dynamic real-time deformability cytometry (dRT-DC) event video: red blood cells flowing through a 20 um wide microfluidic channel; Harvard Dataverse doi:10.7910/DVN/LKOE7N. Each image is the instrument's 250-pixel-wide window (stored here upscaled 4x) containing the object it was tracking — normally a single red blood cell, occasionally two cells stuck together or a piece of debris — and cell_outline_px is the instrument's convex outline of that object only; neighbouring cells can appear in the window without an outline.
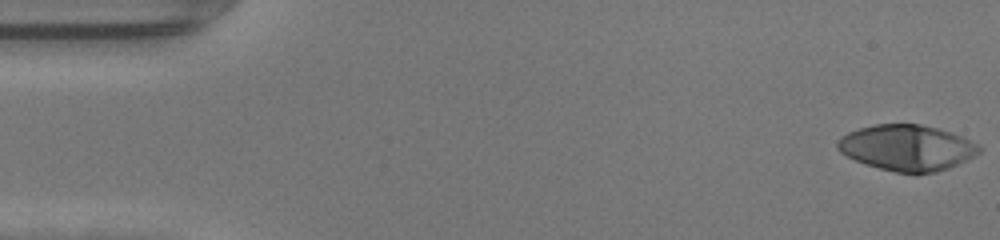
{"species": "human", "species_latin": "Homo sapiens", "temperature_condition": "warm", "stored_images_in_passage": 48, "camera_frame_rate_fps": 3000, "um_per_image_px": 0.085, "donor": {"sex": "female"}, "frame": {"image": 1, "passage_image": 1, "time_ms": 0.0, "image_size_px": [1000, 240], "cell_outline_px": [[984, 148], [980, 152], [948, 168], [936, 172], [916, 176], [896, 172], [864, 164], [840, 152], [836, 148], [836, 144], [840, 136], [848, 132], [860, 128], [876, 124], [920, 124], [952, 132], [980, 144]], "centroid_in_image_um": [77.1, 12.57], "position_along_channel_um": 7.9, "area_um2": 38.15}}
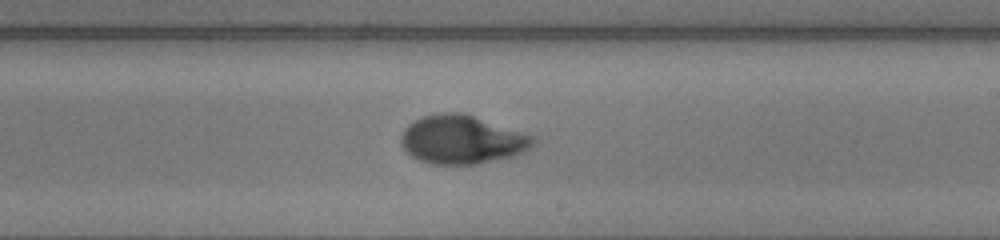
{"frame": {"image": 2, "passage_image": 28, "time_ms": 9.0, "image_size_px": [1000, 240], "cell_outline_px": [[536, 140], [524, 152], [512, 156], [496, 160], [476, 164], [428, 164], [412, 156], [404, 148], [400, 140], [400, 136], [404, 128], [408, 124], [424, 116], [436, 112], [464, 112], [532, 136]], "centroid_in_image_um": [39.22, 11.86], "position_along_channel_um": 249.8, "area_um2": 37.22}}
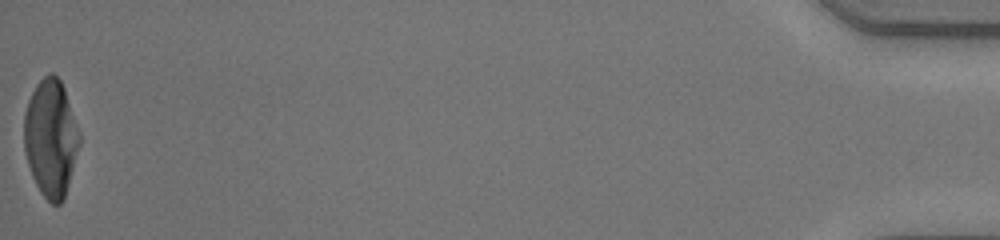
{"frame": {"image": 3, "passage_image": 48, "time_ms": 15.667, "image_size_px": [1000, 240], "cell_outline_px": [[80, 144], [64, 200], [60, 204], [52, 204], [40, 192], [32, 176], [24, 152], [24, 112], [28, 100], [36, 84], [48, 72], [52, 72], [60, 80], [64, 88], [80, 132]], "centroid_in_image_um": [4.31, 11.73], "position_along_channel_um": 430.9, "area_um2": 38.03}, "authors_computed_cell_mechanics": {"area_um2": 37.281, "velocity_mm_per_s": 4.3262, "shape_relaxation_time_tau1_ms": 4.3923, "shape_relaxation_time_tau2_ms": 0.7228, "deformation_change_tau1": 0.2912, "deformation_change_tau2": 0.0504}}